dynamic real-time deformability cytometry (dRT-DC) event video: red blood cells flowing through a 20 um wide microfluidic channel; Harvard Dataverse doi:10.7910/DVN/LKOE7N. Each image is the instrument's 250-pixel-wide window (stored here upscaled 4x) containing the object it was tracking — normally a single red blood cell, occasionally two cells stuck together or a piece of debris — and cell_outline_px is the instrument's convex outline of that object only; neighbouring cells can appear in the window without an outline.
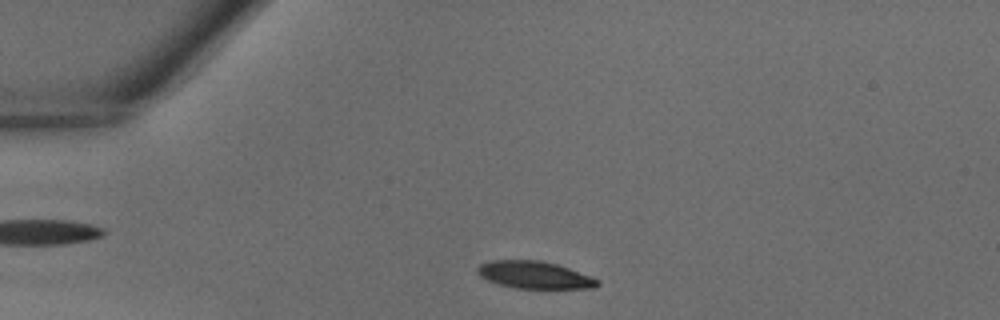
{"species": "common noctule bat (a hibernating species)", "species_latin": "Nyctalus noctula", "temperature_condition": "warm", "stored_images_in_passage": 34, "camera_frame_rate_fps": 3000, "um_per_image_px": 0.085, "animal": {"sex": "male", "body_mass_g": 18.8}, "frame": {"image": 1, "passage_image": 3, "time_ms": 0.667, "image_size_px": [1000, 320], "cell_outline_px": [[600, 284], [592, 288], [516, 288], [500, 284], [488, 280], [480, 276], [476, 272], [476, 268], [480, 264], [488, 260], [540, 260], [556, 264], [592, 276], [600, 280]], "centroid_in_image_um": [45.42, 23.36], "position_along_channel_um": 39.6, "area_um2": 19.07}}
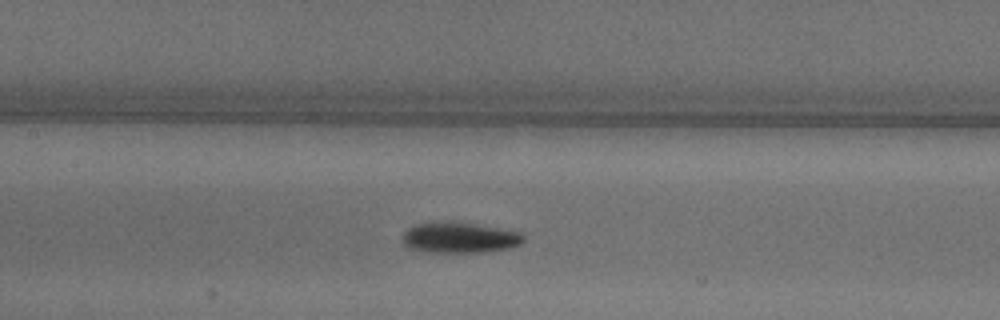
{"frame": {"image": 2, "passage_image": 13, "time_ms": 4.0, "image_size_px": [1000, 320], "cell_outline_px": [[524, 240], [520, 244], [508, 248], [484, 252], [424, 252], [408, 248], [404, 244], [404, 232], [412, 224], [444, 220], [452, 220], [476, 224], [520, 232], [524, 236]], "centroid_in_image_um": [39.02, 20.18], "position_along_channel_um": 168.4, "area_um2": 21.96}}
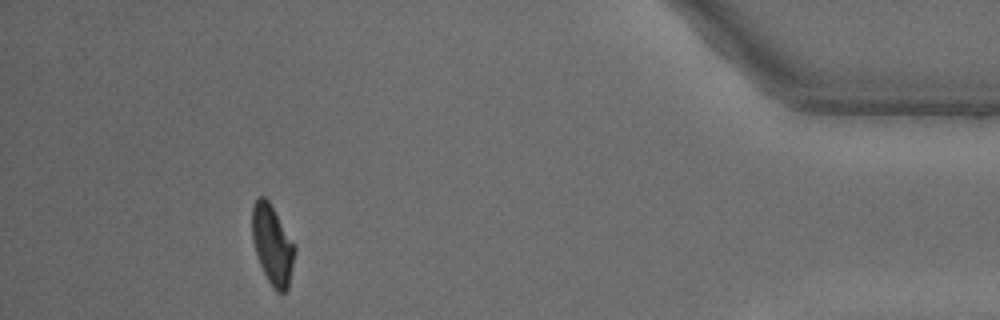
{"frame": {"image": 3, "passage_image": 31, "time_ms": 10.0, "image_size_px": [1000, 320], "cell_outline_px": [[296, 248], [288, 292], [276, 292], [272, 288], [260, 264], [252, 240], [252, 204], [260, 196], [264, 196], [268, 200], [296, 244]], "centroid_in_image_um": [23.18, 20.82], "position_along_channel_um": 412.0, "area_um2": 19.94}}